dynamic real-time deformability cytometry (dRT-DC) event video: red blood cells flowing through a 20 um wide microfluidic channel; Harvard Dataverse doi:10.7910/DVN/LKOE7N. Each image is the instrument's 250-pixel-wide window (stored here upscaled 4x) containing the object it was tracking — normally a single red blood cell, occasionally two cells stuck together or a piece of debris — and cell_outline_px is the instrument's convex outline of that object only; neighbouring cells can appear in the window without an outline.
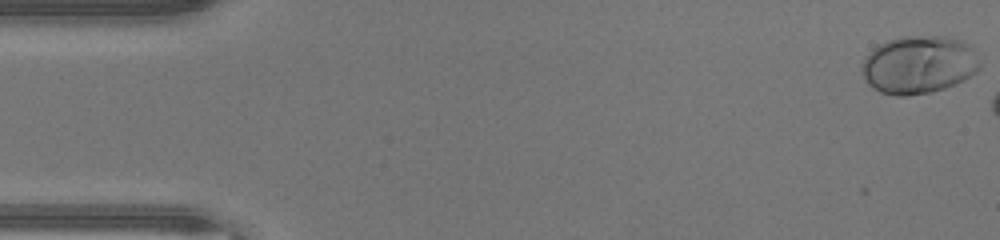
{"species": "human", "species_latin": "Homo sapiens", "temperature_condition": "warm", "stored_images_in_passage": 7, "camera_frame_rate_fps": 3000, "um_per_image_px": 0.085, "donor": {"sex": "male"}, "frame": {"image": 1, "passage_image": 1, "time_ms": 0.0, "image_size_px": [1000, 240], "cell_outline_px": [[980, 68], [976, 72], [964, 80], [956, 84], [932, 92], [908, 96], [896, 96], [880, 92], [872, 88], [868, 84], [860, 72], [860, 68], [864, 60], [880, 44], [888, 40], [904, 36], [944, 36], [960, 40], [968, 44], [972, 48], [980, 64]], "centroid_in_image_um": [78.09, 5.52], "position_along_channel_um": 6.9, "area_um2": 39.82}}